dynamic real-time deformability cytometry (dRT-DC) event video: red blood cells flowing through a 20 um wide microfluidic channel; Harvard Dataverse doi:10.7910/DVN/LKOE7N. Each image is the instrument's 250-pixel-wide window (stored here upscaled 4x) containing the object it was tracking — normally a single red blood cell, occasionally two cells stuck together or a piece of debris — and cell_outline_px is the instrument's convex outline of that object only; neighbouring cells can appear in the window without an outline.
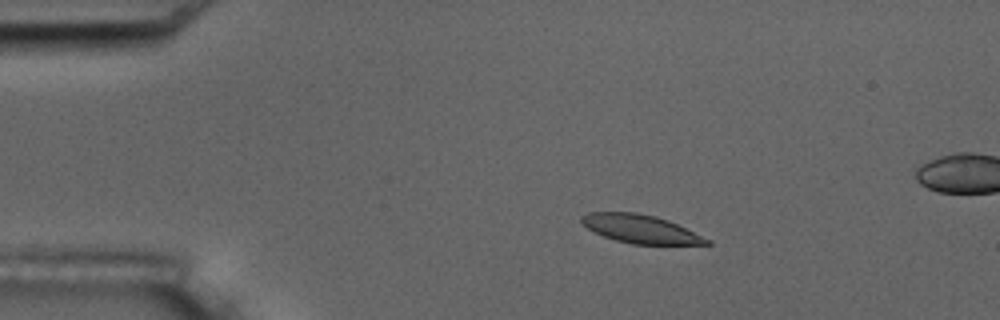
{"species": "common noctule bat (a hibernating species)", "species_latin": "Nyctalus noctula", "temperature_condition": "room temperature", "stored_images_in_passage": 5, "camera_frame_rate_fps": 3000, "um_per_image_px": 0.085, "animal": {"sex": "male", "body_mass_g": 17.5, "forearm_length_mm": 52.3}, "frame": {"image": 1, "passage_image": 3, "time_ms": 2.0, "image_size_px": [1000, 320], "cell_outline_px": [[712, 244], [632, 244], [616, 240], [604, 236], [588, 228], [580, 220], [580, 216], [588, 212], [636, 212], [656, 216], [668, 220], [712, 240]], "centroid_in_image_um": [54.46, 19.45], "position_along_channel_um": 30.5, "area_um2": 20.58}}